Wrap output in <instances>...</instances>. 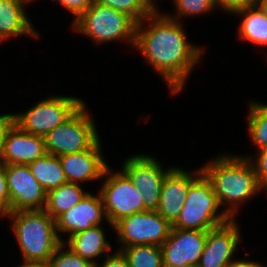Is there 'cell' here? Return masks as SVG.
<instances>
[{"instance_id":"obj_1","label":"cell","mask_w":267,"mask_h":267,"mask_svg":"<svg viewBox=\"0 0 267 267\" xmlns=\"http://www.w3.org/2000/svg\"><path fill=\"white\" fill-rule=\"evenodd\" d=\"M159 10L158 7L136 24L134 47L160 74L170 92L176 95L183 91L205 50L188 41L181 20L171 19Z\"/></svg>"},{"instance_id":"obj_2","label":"cell","mask_w":267,"mask_h":267,"mask_svg":"<svg viewBox=\"0 0 267 267\" xmlns=\"http://www.w3.org/2000/svg\"><path fill=\"white\" fill-rule=\"evenodd\" d=\"M202 166L220 206H226L223 210L231 219L236 218L244 202L262 191L254 167L243 155L222 154Z\"/></svg>"},{"instance_id":"obj_3","label":"cell","mask_w":267,"mask_h":267,"mask_svg":"<svg viewBox=\"0 0 267 267\" xmlns=\"http://www.w3.org/2000/svg\"><path fill=\"white\" fill-rule=\"evenodd\" d=\"M5 218L12 220V231L22 253L23 261H49L60 240L56 220L43 210L8 212Z\"/></svg>"},{"instance_id":"obj_4","label":"cell","mask_w":267,"mask_h":267,"mask_svg":"<svg viewBox=\"0 0 267 267\" xmlns=\"http://www.w3.org/2000/svg\"><path fill=\"white\" fill-rule=\"evenodd\" d=\"M220 207L211 182L201 172L190 183L182 211L172 227L209 231L231 219Z\"/></svg>"},{"instance_id":"obj_5","label":"cell","mask_w":267,"mask_h":267,"mask_svg":"<svg viewBox=\"0 0 267 267\" xmlns=\"http://www.w3.org/2000/svg\"><path fill=\"white\" fill-rule=\"evenodd\" d=\"M136 22L127 14L93 2L75 21L72 30L96 44L124 40L135 46Z\"/></svg>"},{"instance_id":"obj_6","label":"cell","mask_w":267,"mask_h":267,"mask_svg":"<svg viewBox=\"0 0 267 267\" xmlns=\"http://www.w3.org/2000/svg\"><path fill=\"white\" fill-rule=\"evenodd\" d=\"M84 103L63 124L44 136L48 154L62 156L85 151L99 138L95 120Z\"/></svg>"},{"instance_id":"obj_7","label":"cell","mask_w":267,"mask_h":267,"mask_svg":"<svg viewBox=\"0 0 267 267\" xmlns=\"http://www.w3.org/2000/svg\"><path fill=\"white\" fill-rule=\"evenodd\" d=\"M84 103L79 97L49 96L23 113H14L15 124L29 134L44 137L63 124Z\"/></svg>"},{"instance_id":"obj_8","label":"cell","mask_w":267,"mask_h":267,"mask_svg":"<svg viewBox=\"0 0 267 267\" xmlns=\"http://www.w3.org/2000/svg\"><path fill=\"white\" fill-rule=\"evenodd\" d=\"M105 181L100 187L104 211L111 227L124 217L146 211L143 197L128 176L121 170L113 173L108 166L103 174Z\"/></svg>"},{"instance_id":"obj_9","label":"cell","mask_w":267,"mask_h":267,"mask_svg":"<svg viewBox=\"0 0 267 267\" xmlns=\"http://www.w3.org/2000/svg\"><path fill=\"white\" fill-rule=\"evenodd\" d=\"M113 228L121 250L134 245L161 246L169 237L172 225L157 211L146 210L122 218Z\"/></svg>"},{"instance_id":"obj_10","label":"cell","mask_w":267,"mask_h":267,"mask_svg":"<svg viewBox=\"0 0 267 267\" xmlns=\"http://www.w3.org/2000/svg\"><path fill=\"white\" fill-rule=\"evenodd\" d=\"M122 165V171L141 193L144 208L156 211L159 206L164 179L174 167L170 166L165 170L160 161L145 154L128 157Z\"/></svg>"},{"instance_id":"obj_11","label":"cell","mask_w":267,"mask_h":267,"mask_svg":"<svg viewBox=\"0 0 267 267\" xmlns=\"http://www.w3.org/2000/svg\"><path fill=\"white\" fill-rule=\"evenodd\" d=\"M208 231L171 228L160 246L163 267H198Z\"/></svg>"},{"instance_id":"obj_12","label":"cell","mask_w":267,"mask_h":267,"mask_svg":"<svg viewBox=\"0 0 267 267\" xmlns=\"http://www.w3.org/2000/svg\"><path fill=\"white\" fill-rule=\"evenodd\" d=\"M10 195V212L43 210L47 192L33 177L28 165H5Z\"/></svg>"},{"instance_id":"obj_13","label":"cell","mask_w":267,"mask_h":267,"mask_svg":"<svg viewBox=\"0 0 267 267\" xmlns=\"http://www.w3.org/2000/svg\"><path fill=\"white\" fill-rule=\"evenodd\" d=\"M230 219L208 231L198 267H228L240 244L239 225Z\"/></svg>"},{"instance_id":"obj_14","label":"cell","mask_w":267,"mask_h":267,"mask_svg":"<svg viewBox=\"0 0 267 267\" xmlns=\"http://www.w3.org/2000/svg\"><path fill=\"white\" fill-rule=\"evenodd\" d=\"M104 219L107 222L100 193L93 195V193L88 192L78 204L56 219L57 233L63 242L59 233H67L66 238L68 239L71 235L102 225Z\"/></svg>"},{"instance_id":"obj_15","label":"cell","mask_w":267,"mask_h":267,"mask_svg":"<svg viewBox=\"0 0 267 267\" xmlns=\"http://www.w3.org/2000/svg\"><path fill=\"white\" fill-rule=\"evenodd\" d=\"M101 147L102 143L99 138L85 151L58 156L67 182L82 185V182L103 179L108 164L103 158Z\"/></svg>"},{"instance_id":"obj_16","label":"cell","mask_w":267,"mask_h":267,"mask_svg":"<svg viewBox=\"0 0 267 267\" xmlns=\"http://www.w3.org/2000/svg\"><path fill=\"white\" fill-rule=\"evenodd\" d=\"M202 172L201 167L192 173L174 167L165 177L158 209L156 210L171 225L182 211L190 183Z\"/></svg>"},{"instance_id":"obj_17","label":"cell","mask_w":267,"mask_h":267,"mask_svg":"<svg viewBox=\"0 0 267 267\" xmlns=\"http://www.w3.org/2000/svg\"><path fill=\"white\" fill-rule=\"evenodd\" d=\"M46 153L44 137L29 134L14 123L5 137L1 163L28 165Z\"/></svg>"},{"instance_id":"obj_18","label":"cell","mask_w":267,"mask_h":267,"mask_svg":"<svg viewBox=\"0 0 267 267\" xmlns=\"http://www.w3.org/2000/svg\"><path fill=\"white\" fill-rule=\"evenodd\" d=\"M26 5L22 0H0V44L17 36H40L26 14Z\"/></svg>"},{"instance_id":"obj_19","label":"cell","mask_w":267,"mask_h":267,"mask_svg":"<svg viewBox=\"0 0 267 267\" xmlns=\"http://www.w3.org/2000/svg\"><path fill=\"white\" fill-rule=\"evenodd\" d=\"M105 231L102 225L94 226L83 232L71 235L63 242L77 255L97 264V259L102 254L108 255L112 250L111 244L106 240Z\"/></svg>"},{"instance_id":"obj_20","label":"cell","mask_w":267,"mask_h":267,"mask_svg":"<svg viewBox=\"0 0 267 267\" xmlns=\"http://www.w3.org/2000/svg\"><path fill=\"white\" fill-rule=\"evenodd\" d=\"M241 17L238 37L264 47L267 50V18L257 4L234 12Z\"/></svg>"},{"instance_id":"obj_21","label":"cell","mask_w":267,"mask_h":267,"mask_svg":"<svg viewBox=\"0 0 267 267\" xmlns=\"http://www.w3.org/2000/svg\"><path fill=\"white\" fill-rule=\"evenodd\" d=\"M82 185L67 182L47 192L44 210L56 220L65 211L78 204L88 193L83 191Z\"/></svg>"},{"instance_id":"obj_22","label":"cell","mask_w":267,"mask_h":267,"mask_svg":"<svg viewBox=\"0 0 267 267\" xmlns=\"http://www.w3.org/2000/svg\"><path fill=\"white\" fill-rule=\"evenodd\" d=\"M33 177L41 184L46 192L67 183L58 156L46 153L28 164Z\"/></svg>"},{"instance_id":"obj_23","label":"cell","mask_w":267,"mask_h":267,"mask_svg":"<svg viewBox=\"0 0 267 267\" xmlns=\"http://www.w3.org/2000/svg\"><path fill=\"white\" fill-rule=\"evenodd\" d=\"M247 115L248 134L257 150L267 147V104L249 102Z\"/></svg>"},{"instance_id":"obj_24","label":"cell","mask_w":267,"mask_h":267,"mask_svg":"<svg viewBox=\"0 0 267 267\" xmlns=\"http://www.w3.org/2000/svg\"><path fill=\"white\" fill-rule=\"evenodd\" d=\"M129 267H163L162 250L157 245H134L121 249Z\"/></svg>"},{"instance_id":"obj_25","label":"cell","mask_w":267,"mask_h":267,"mask_svg":"<svg viewBox=\"0 0 267 267\" xmlns=\"http://www.w3.org/2000/svg\"><path fill=\"white\" fill-rule=\"evenodd\" d=\"M94 2L123 12L136 23L141 22L156 9L148 0H94Z\"/></svg>"},{"instance_id":"obj_26","label":"cell","mask_w":267,"mask_h":267,"mask_svg":"<svg viewBox=\"0 0 267 267\" xmlns=\"http://www.w3.org/2000/svg\"><path fill=\"white\" fill-rule=\"evenodd\" d=\"M172 2L175 5L176 15L174 16L170 13L165 15L178 21L186 16H200L202 14H208L214 9L216 10L214 0H172Z\"/></svg>"},{"instance_id":"obj_27","label":"cell","mask_w":267,"mask_h":267,"mask_svg":"<svg viewBox=\"0 0 267 267\" xmlns=\"http://www.w3.org/2000/svg\"><path fill=\"white\" fill-rule=\"evenodd\" d=\"M49 263L52 267H95V264L77 255L64 242L58 246Z\"/></svg>"},{"instance_id":"obj_28","label":"cell","mask_w":267,"mask_h":267,"mask_svg":"<svg viewBox=\"0 0 267 267\" xmlns=\"http://www.w3.org/2000/svg\"><path fill=\"white\" fill-rule=\"evenodd\" d=\"M255 155L254 157L247 155L244 158H247L254 167L260 189L267 191V147L259 149Z\"/></svg>"},{"instance_id":"obj_29","label":"cell","mask_w":267,"mask_h":267,"mask_svg":"<svg viewBox=\"0 0 267 267\" xmlns=\"http://www.w3.org/2000/svg\"><path fill=\"white\" fill-rule=\"evenodd\" d=\"M257 0H214L215 6L230 15L246 7L255 5Z\"/></svg>"},{"instance_id":"obj_30","label":"cell","mask_w":267,"mask_h":267,"mask_svg":"<svg viewBox=\"0 0 267 267\" xmlns=\"http://www.w3.org/2000/svg\"><path fill=\"white\" fill-rule=\"evenodd\" d=\"M59 5L63 6L67 11L74 15L75 21L83 12H85L94 0H55Z\"/></svg>"},{"instance_id":"obj_31","label":"cell","mask_w":267,"mask_h":267,"mask_svg":"<svg viewBox=\"0 0 267 267\" xmlns=\"http://www.w3.org/2000/svg\"><path fill=\"white\" fill-rule=\"evenodd\" d=\"M0 208L5 213L10 212V195L4 163H0Z\"/></svg>"},{"instance_id":"obj_32","label":"cell","mask_w":267,"mask_h":267,"mask_svg":"<svg viewBox=\"0 0 267 267\" xmlns=\"http://www.w3.org/2000/svg\"><path fill=\"white\" fill-rule=\"evenodd\" d=\"M95 264V267H129L128 261L121 250L108 254L101 264Z\"/></svg>"},{"instance_id":"obj_33","label":"cell","mask_w":267,"mask_h":267,"mask_svg":"<svg viewBox=\"0 0 267 267\" xmlns=\"http://www.w3.org/2000/svg\"><path fill=\"white\" fill-rule=\"evenodd\" d=\"M14 123V113H5L0 115V163L6 134Z\"/></svg>"},{"instance_id":"obj_34","label":"cell","mask_w":267,"mask_h":267,"mask_svg":"<svg viewBox=\"0 0 267 267\" xmlns=\"http://www.w3.org/2000/svg\"><path fill=\"white\" fill-rule=\"evenodd\" d=\"M228 267H264L262 263H259L254 260H232Z\"/></svg>"},{"instance_id":"obj_35","label":"cell","mask_w":267,"mask_h":267,"mask_svg":"<svg viewBox=\"0 0 267 267\" xmlns=\"http://www.w3.org/2000/svg\"><path fill=\"white\" fill-rule=\"evenodd\" d=\"M17 267H52L49 261H23V264Z\"/></svg>"},{"instance_id":"obj_36","label":"cell","mask_w":267,"mask_h":267,"mask_svg":"<svg viewBox=\"0 0 267 267\" xmlns=\"http://www.w3.org/2000/svg\"><path fill=\"white\" fill-rule=\"evenodd\" d=\"M256 4L267 18V0H257Z\"/></svg>"},{"instance_id":"obj_37","label":"cell","mask_w":267,"mask_h":267,"mask_svg":"<svg viewBox=\"0 0 267 267\" xmlns=\"http://www.w3.org/2000/svg\"><path fill=\"white\" fill-rule=\"evenodd\" d=\"M149 2H150V4L154 7V8H156L157 9V2H156V0H148Z\"/></svg>"},{"instance_id":"obj_38","label":"cell","mask_w":267,"mask_h":267,"mask_svg":"<svg viewBox=\"0 0 267 267\" xmlns=\"http://www.w3.org/2000/svg\"><path fill=\"white\" fill-rule=\"evenodd\" d=\"M5 212L0 208V218H3L5 217Z\"/></svg>"},{"instance_id":"obj_39","label":"cell","mask_w":267,"mask_h":267,"mask_svg":"<svg viewBox=\"0 0 267 267\" xmlns=\"http://www.w3.org/2000/svg\"><path fill=\"white\" fill-rule=\"evenodd\" d=\"M22 1H24V2L27 3V4H28V3L30 4L31 2H33V1H35V0H22Z\"/></svg>"}]
</instances>
